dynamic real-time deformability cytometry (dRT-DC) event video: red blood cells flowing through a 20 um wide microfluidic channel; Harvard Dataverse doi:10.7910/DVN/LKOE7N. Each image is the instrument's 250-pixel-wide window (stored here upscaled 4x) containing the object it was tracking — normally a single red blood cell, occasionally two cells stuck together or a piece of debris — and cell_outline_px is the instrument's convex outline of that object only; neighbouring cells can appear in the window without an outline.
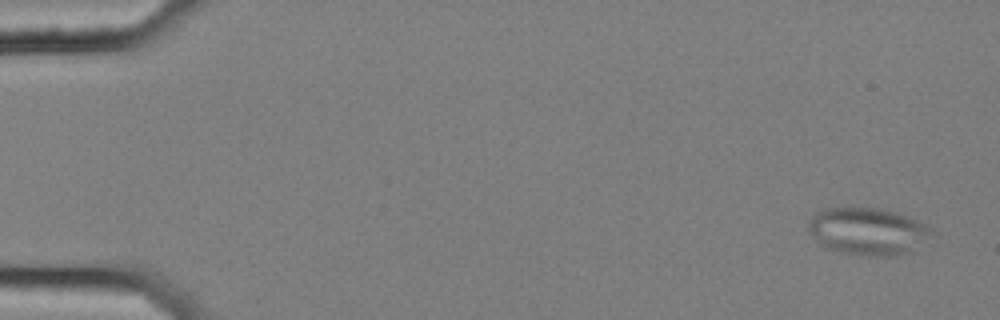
{"species": "common noctule bat (a hibernating species)", "species_latin": "Nyctalus noctula", "temperature_condition": "cold", "stored_images_in_passage": 53, "camera_frame_rate_fps": 3000, "um_per_image_px": 0.085, "animal": {"sex": "female", "body_mass_g": 25.1}, "frame": {"image": 1, "passage_image": 3, "time_ms": 0.667, "image_size_px": [1000, 320], "cell_outline_px": [[936, 236], [908, 252], [888, 256], [872, 256], [844, 252], [828, 248], [816, 240], [808, 228], [808, 224], [812, 216], [816, 212], [828, 208], [876, 208], [908, 216], [932, 228]], "centroid_in_image_um": [73.81, 19.66], "position_along_channel_um": 11.2, "area_um2": 33.52}}
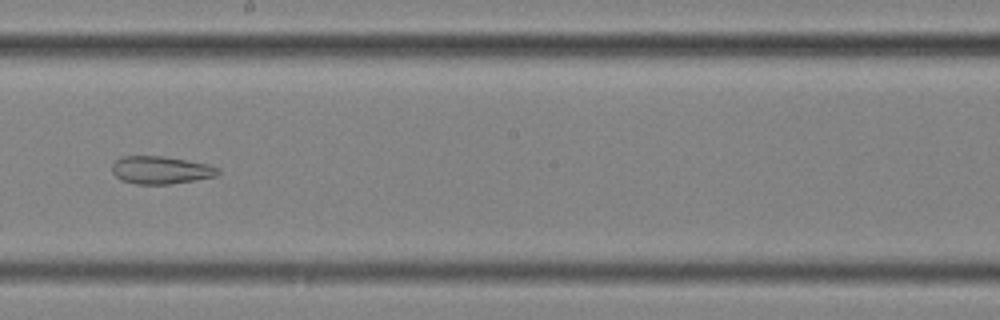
{"frame": {"image": 2, "passage_image": 33, "time_ms": 10.667, "image_size_px": [1000, 320], "cell_outline_px": [[220, 172], [216, 176], [168, 184], [136, 184], [120, 180], [112, 172], [112, 164], [120, 156], [164, 156], [208, 164], [220, 168]], "centroid_in_image_um": [13.64, 14.45], "position_along_channel_um": 234.6, "area_um2": 17.11}}
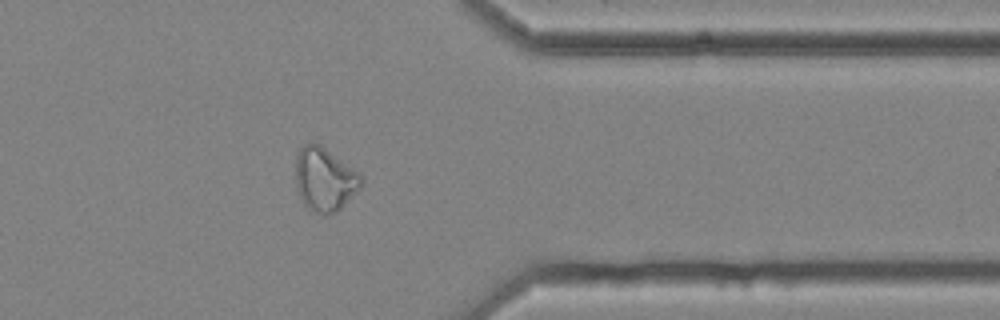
{"frame": {"image": 3, "passage_image": 46, "time_ms": 15.0, "image_size_px": [1000, 320], "cell_outline_px": [[364, 180], [360, 188], [336, 212], [328, 216], [320, 216], [308, 212], [300, 200], [296, 184], [296, 152], [304, 144], [320, 144], [360, 172], [364, 176]], "centroid_in_image_um": [27.59, 15.29], "position_along_channel_um": 383.8, "area_um2": 24.97}}